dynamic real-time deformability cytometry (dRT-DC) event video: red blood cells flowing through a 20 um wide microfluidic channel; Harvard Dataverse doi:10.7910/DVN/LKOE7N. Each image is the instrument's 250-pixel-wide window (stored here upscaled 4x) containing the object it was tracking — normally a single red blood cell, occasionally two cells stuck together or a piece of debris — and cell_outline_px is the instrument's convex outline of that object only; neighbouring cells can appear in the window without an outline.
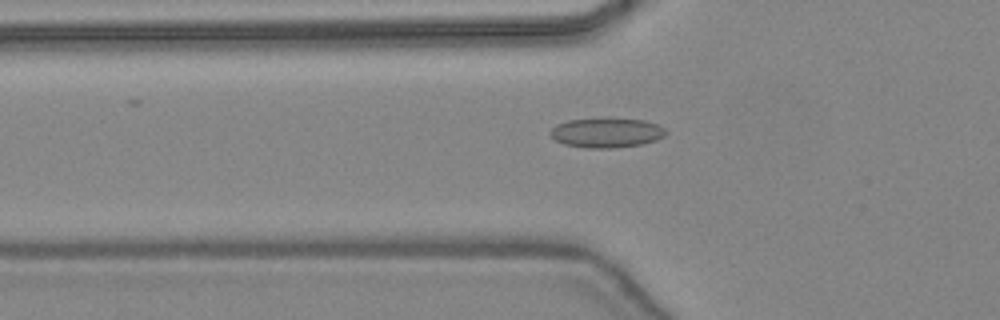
{"species": "common noctule bat (a hibernating species)", "species_latin": "Nyctalus noctula", "temperature_condition": "warm", "stored_images_in_passage": 47, "camera_frame_rate_fps": 3000, "um_per_image_px": 0.085, "animal": {"sex": "female", "body_mass_g": 24.6, "forearm_length_mm": 56.2}, "frame": {"image": 1, "passage_image": 17, "time_ms": 5.333, "image_size_px": [1000, 320], "cell_outline_px": [[668, 132], [664, 136], [656, 140], [640, 144], [612, 148], [584, 148], [564, 144], [556, 140], [548, 132], [556, 124], [568, 120], [644, 120], [656, 124], [664, 128]], "centroid_in_image_um": [51.54, 11.31], "position_along_channel_um": 74.3, "area_um2": 19.42}}
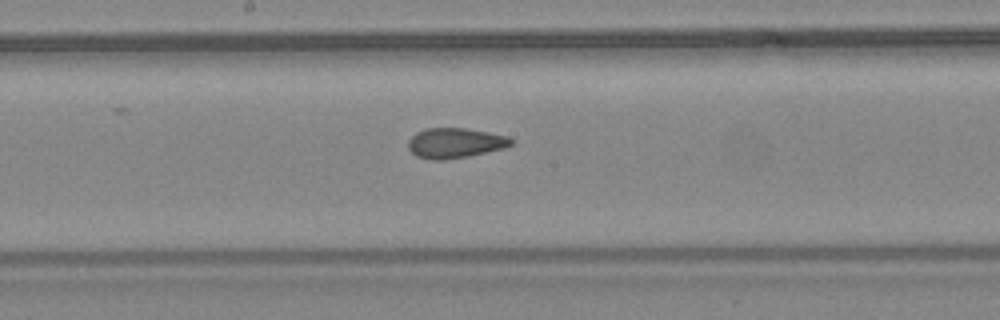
{"frame": {"image": 2, "passage_image": 26, "time_ms": 8.333, "image_size_px": [1000, 320], "cell_outline_px": [[516, 140], [512, 144], [504, 148], [468, 156], [444, 160], [432, 160], [416, 156], [408, 148], [408, 140], [416, 132], [428, 128], [464, 128], [508, 136]], "centroid_in_image_um": [38.68, 12.16], "position_along_channel_um": 209.5, "area_um2": 18.03}}
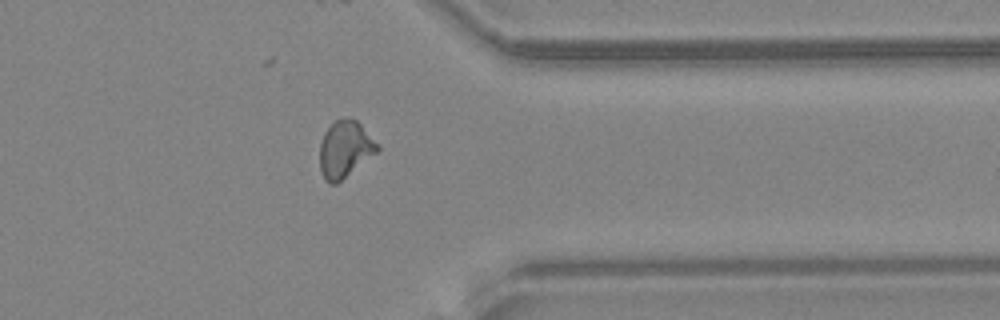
{"frame": {"image": 3, "passage_image": 38, "time_ms": 12.333, "image_size_px": [1000, 320], "cell_outline_px": [[380, 148], [376, 152], [336, 184], [328, 184], [324, 180], [320, 172], [320, 144], [324, 132], [340, 116], [356, 120], [360, 124]], "centroid_in_image_um": [29.27, 12.69], "position_along_channel_um": 382.1, "area_um2": 18.73}, "authors_computed_cell_mechanics": {"area_um2": 18.6694, "velocity_mm_per_s": 4.4715, "shape_relaxation_time_tau1_ms": null, "shape_relaxation_time_tau2_ms": 0.8414, "deformation_change_tau1": null, "deformation_change_tau2": 0.0557}}